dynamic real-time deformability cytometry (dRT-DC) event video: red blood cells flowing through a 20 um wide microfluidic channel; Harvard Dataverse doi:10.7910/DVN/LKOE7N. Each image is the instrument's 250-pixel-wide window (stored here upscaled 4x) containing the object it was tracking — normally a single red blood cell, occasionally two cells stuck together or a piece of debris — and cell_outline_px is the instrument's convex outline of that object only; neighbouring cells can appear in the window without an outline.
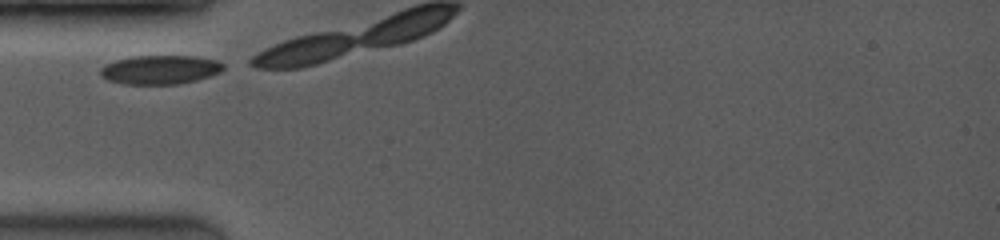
{"species": "common noctule bat (a hibernating species)", "species_latin": "Nyctalus noctula", "temperature_condition": "room temperature", "stored_images_in_passage": 3, "camera_frame_rate_fps": 3500, "um_per_image_px": 0.085, "animal": {"sex": "female", "body_mass_g": 19.0, "forearm_length_mm": 53.3}, "frame": {"image": 1, "passage_image": 1, "time_ms": 0.0, "image_size_px": [1000, 240], "cell_outline_px": [[224, 68], [220, 72], [196, 80], [180, 84], [124, 84], [108, 80], [100, 76], [100, 68], [116, 60], [132, 56], [196, 56], [216, 60], [224, 64]], "centroid_in_image_um": [13.61, 5.92], "position_along_channel_um": 71.4, "area_um2": 20.69}}